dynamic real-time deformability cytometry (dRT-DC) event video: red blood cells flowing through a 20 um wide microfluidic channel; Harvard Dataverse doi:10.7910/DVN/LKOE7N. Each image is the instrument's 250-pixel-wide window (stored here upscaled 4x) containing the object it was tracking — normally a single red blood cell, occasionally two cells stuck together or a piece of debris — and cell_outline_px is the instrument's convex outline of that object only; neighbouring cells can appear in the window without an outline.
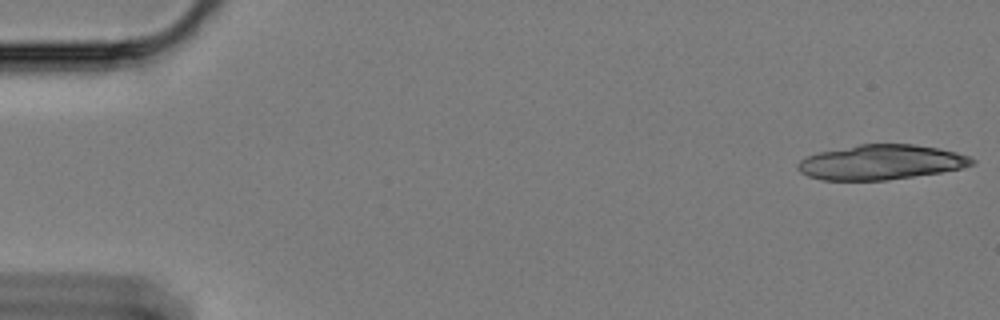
{"species": "Egyptian fruit bat (a non-hibernating species)", "species_latin": "Rousettus aegyptiacus", "temperature_condition": "cold", "stored_images_in_passage": 11, "camera_frame_rate_fps": 3000, "um_per_image_px": 0.085, "animal": {"sex": "female"}, "frame": {"image": 1, "passage_image": 1, "time_ms": 0.0, "image_size_px": [1000, 320], "cell_outline_px": [[976, 164], [960, 168], [940, 172], [888, 180], [820, 180], [808, 176], [800, 172], [796, 168], [796, 164], [800, 160], [808, 156], [820, 152], [860, 144], [912, 144], [936, 148], [956, 152], [968, 156], [976, 160]], "centroid_in_image_um": [74.87, 13.79], "position_along_channel_um": 10.1, "area_um2": 35.2}}